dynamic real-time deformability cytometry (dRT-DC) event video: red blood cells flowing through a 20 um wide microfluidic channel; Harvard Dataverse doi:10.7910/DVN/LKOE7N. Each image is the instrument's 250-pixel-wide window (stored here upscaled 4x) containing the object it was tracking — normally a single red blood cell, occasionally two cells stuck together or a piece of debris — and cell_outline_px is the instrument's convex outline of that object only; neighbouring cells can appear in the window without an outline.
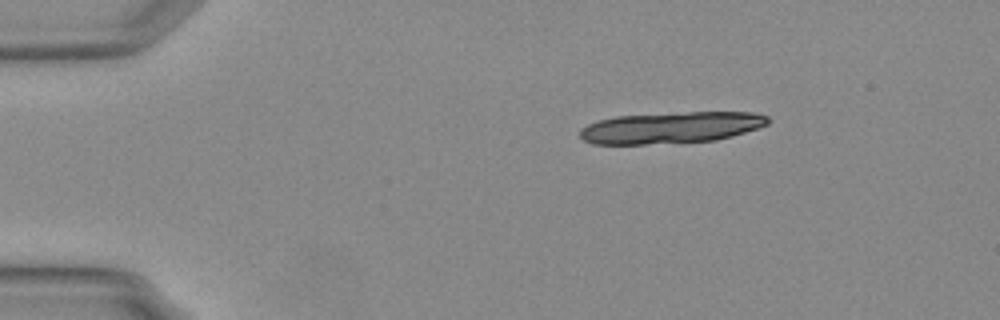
{"species": "Egyptian fruit bat (a non-hibernating species)", "species_latin": "Rousettus aegyptiacus", "temperature_condition": "warm", "stored_images_in_passage": 11, "camera_frame_rate_fps": 3000, "um_per_image_px": 0.085, "animal": {"sex": "female"}, "frame": {"image": 1, "passage_image": 1, "time_ms": 0.0, "image_size_px": [1000, 320], "cell_outline_px": [[772, 120], [768, 124], [760, 128], [732, 136], [716, 140], [644, 144], [592, 144], [584, 140], [580, 136], [580, 128], [588, 124], [600, 120], [616, 116], [688, 112], [752, 112], [768, 116]], "centroid_in_image_um": [57.08, 10.84], "position_along_channel_um": 27.9, "area_um2": 34.45}}